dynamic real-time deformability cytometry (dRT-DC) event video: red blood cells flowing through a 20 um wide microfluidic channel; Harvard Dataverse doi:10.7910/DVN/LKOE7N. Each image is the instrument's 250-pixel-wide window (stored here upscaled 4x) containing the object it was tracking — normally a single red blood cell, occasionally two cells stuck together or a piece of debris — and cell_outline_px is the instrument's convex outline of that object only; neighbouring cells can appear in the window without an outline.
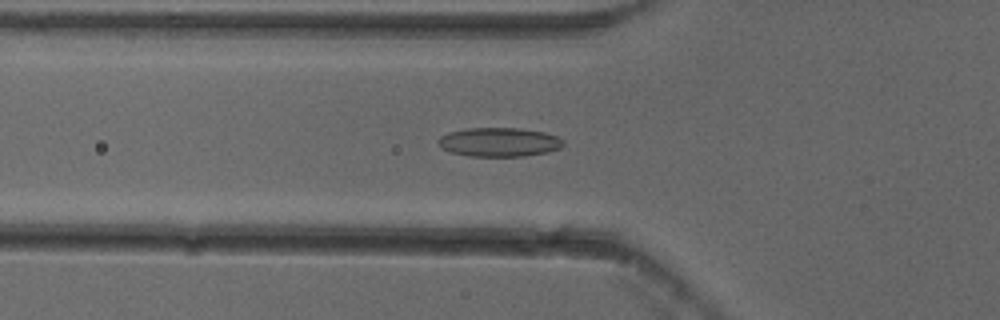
{"species": "common noctule bat (a hibernating species)", "species_latin": "Nyctalus noctula", "temperature_condition": "cold", "stored_images_in_passage": 54, "camera_frame_rate_fps": 3000, "um_per_image_px": 0.085, "animal": {"sex": "female"}, "frame": {"image": 1, "passage_image": 19, "time_ms": 6.0, "image_size_px": [1000, 320], "cell_outline_px": [[564, 144], [560, 148], [548, 152], [524, 156], [468, 156], [452, 152], [444, 148], [436, 140], [440, 136], [448, 132], [468, 128], [520, 128], [544, 132], [556, 136], [564, 140]], "centroid_in_image_um": [42.45, 12.07], "position_along_channel_um": 83.4, "area_um2": 21.1}}
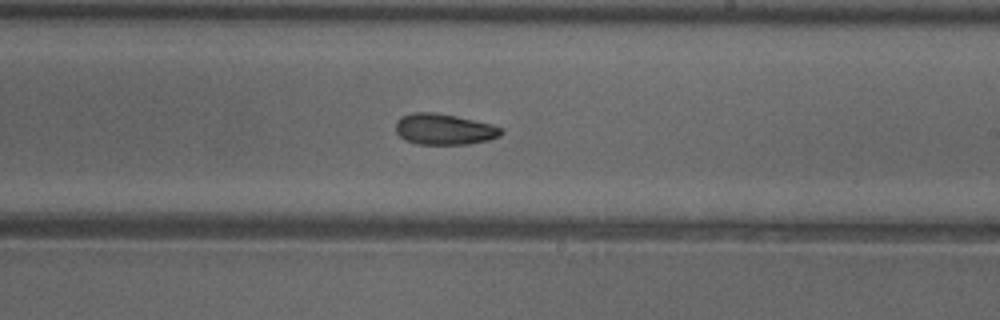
{"frame": {"image": 2, "passage_image": 32, "time_ms": 10.333, "image_size_px": [1000, 320], "cell_outline_px": [[504, 132], [500, 136], [488, 140], [468, 144], [416, 144], [404, 140], [396, 132], [396, 120], [400, 116], [412, 112], [432, 112], [456, 116], [492, 124], [500, 128]], "centroid_in_image_um": [37.72, 10.98], "position_along_channel_um": 251.3, "area_um2": 19.13}}
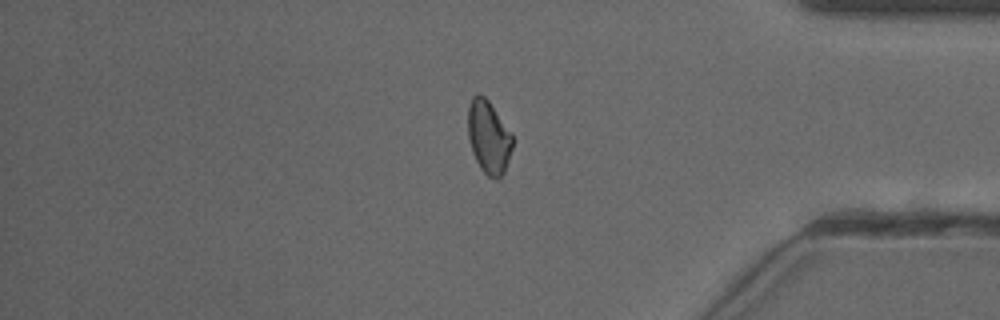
{"frame": {"image": 3, "passage_image": 45, "time_ms": 14.667, "image_size_px": [1000, 320], "cell_outline_px": [[512, 148], [504, 172], [496, 180], [488, 176], [480, 168], [472, 152], [468, 140], [468, 104], [472, 96], [476, 92], [480, 92], [488, 100], [512, 132]], "centroid_in_image_um": [41.51, 11.61], "position_along_channel_um": 393.7, "area_um2": 19.19}, "authors_computed_cell_mechanics": {"area_um2": 19.3919, "velocity_mm_per_s": 3.8507, "shape_relaxation_time_tau1_ms": 6.7277, "shape_relaxation_time_tau2_ms": 4.3733, "deformation_change_tau1": 0.1236, "deformation_change_tau2": 0.093}}